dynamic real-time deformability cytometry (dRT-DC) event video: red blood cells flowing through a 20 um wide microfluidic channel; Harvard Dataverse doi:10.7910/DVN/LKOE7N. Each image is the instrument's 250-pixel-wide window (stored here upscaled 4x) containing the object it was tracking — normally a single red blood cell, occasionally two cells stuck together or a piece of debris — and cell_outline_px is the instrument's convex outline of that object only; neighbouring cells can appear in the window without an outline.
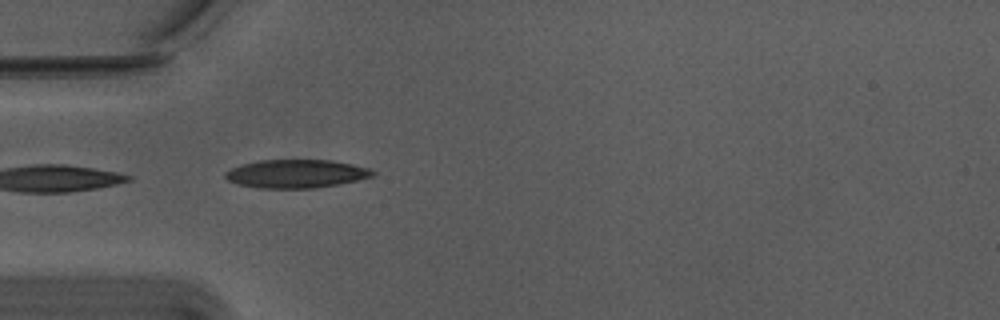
{"species": "Egyptian fruit bat (a non-hibernating species)", "species_latin": "Rousettus aegyptiacus", "temperature_condition": "warm", "stored_images_in_passage": 5, "camera_frame_rate_fps": 3000, "um_per_image_px": 0.085, "animal": {"sex": "male"}, "frame": {"image": 1, "passage_image": 1, "time_ms": 0.0, "image_size_px": [1000, 320], "cell_outline_px": [[376, 172], [372, 176], [356, 180], [316, 188], [260, 188], [236, 184], [228, 180], [224, 176], [224, 172], [232, 168], [244, 164], [260, 160], [332, 160], [372, 168]], "centroid_in_image_um": [25.18, 14.76], "position_along_channel_um": 59.8, "area_um2": 24.28}}